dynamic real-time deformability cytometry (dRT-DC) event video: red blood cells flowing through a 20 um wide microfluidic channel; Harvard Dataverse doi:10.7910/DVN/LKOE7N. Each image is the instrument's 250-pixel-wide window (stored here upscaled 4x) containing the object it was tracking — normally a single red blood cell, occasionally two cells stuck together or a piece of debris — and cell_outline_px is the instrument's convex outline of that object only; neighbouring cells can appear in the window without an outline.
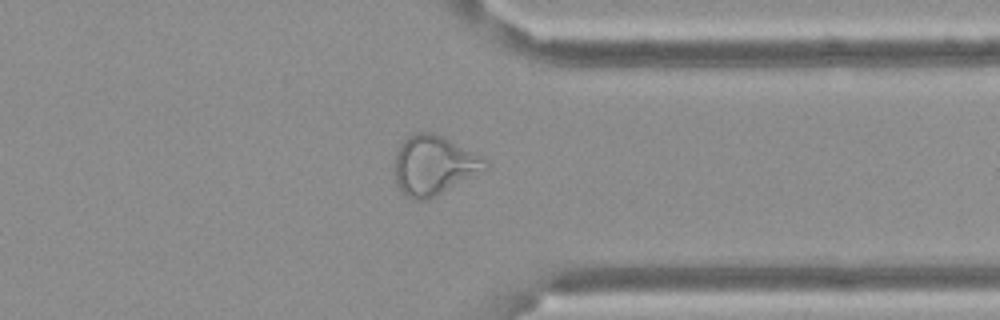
{"species": "Egyptian fruit bat (a non-hibernating species)", "species_latin": "Rousettus aegyptiacus", "temperature_condition": "cold", "stored_images_in_passage": 50, "camera_frame_rate_fps": 3000, "um_per_image_px": 0.085, "frame": {"image": 1, "passage_image": 43, "time_ms": 14.0, "image_size_px": [1000, 320], "cell_outline_px": [[488, 168], [484, 172], [428, 200], [416, 200], [408, 196], [396, 184], [392, 164], [396, 152], [400, 144], [408, 136], [416, 132], [432, 132], [444, 136], [480, 156], [488, 164]], "centroid_in_image_um": [36.85, 14.05], "position_along_channel_um": 374.5, "area_um2": 31.67}}